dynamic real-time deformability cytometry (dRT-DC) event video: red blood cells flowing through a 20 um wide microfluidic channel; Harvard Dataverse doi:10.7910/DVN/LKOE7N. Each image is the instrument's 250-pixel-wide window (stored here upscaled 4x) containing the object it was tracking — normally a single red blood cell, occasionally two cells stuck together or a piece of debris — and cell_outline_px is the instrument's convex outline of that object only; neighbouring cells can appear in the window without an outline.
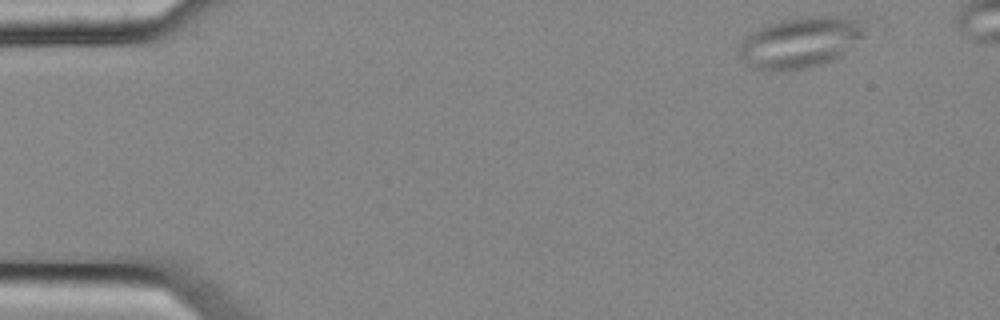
{"species": "common noctule bat (a hibernating species)", "species_latin": "Nyctalus noctula", "temperature_condition": "cold", "stored_images_in_passage": 8, "camera_frame_rate_fps": 3000, "um_per_image_px": 0.085, "animal": {"sex": "female", "body_mass_g": 25.1}, "frame": {"image": 1, "passage_image": 1, "time_ms": 0.0, "image_size_px": [1000, 320], "cell_outline_px": [[864, 36], [840, 56], [824, 64], [808, 68], [772, 72], [748, 68], [740, 56], [740, 44], [752, 32], [768, 24], [780, 20], [808, 16], [840, 16], [864, 20]], "centroid_in_image_um": [68.03, 3.62], "position_along_channel_um": 17.0, "area_um2": 37.57}}